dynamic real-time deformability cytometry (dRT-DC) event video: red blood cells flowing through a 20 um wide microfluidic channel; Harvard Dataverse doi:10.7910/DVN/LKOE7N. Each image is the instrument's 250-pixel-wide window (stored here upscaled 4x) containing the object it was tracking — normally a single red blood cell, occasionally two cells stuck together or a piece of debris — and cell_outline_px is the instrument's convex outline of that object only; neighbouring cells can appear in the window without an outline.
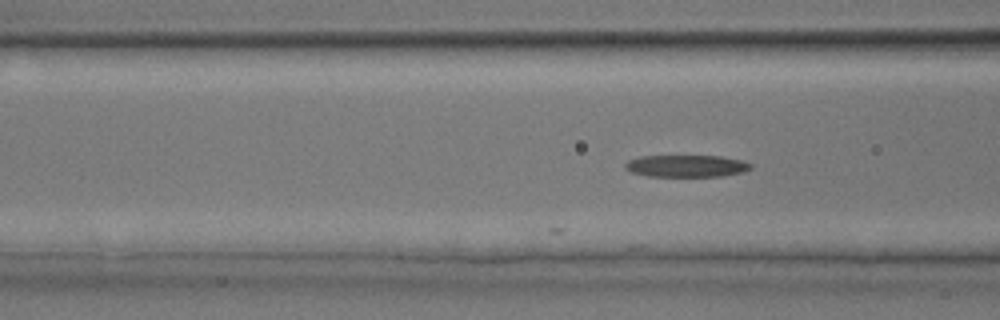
{"species": "common noctule bat (a hibernating species)", "species_latin": "Nyctalus noctula", "temperature_condition": "room temperature", "stored_images_in_passage": 7, "camera_frame_rate_fps": 3000, "um_per_image_px": 0.085, "animal": {"sex": "male", "body_mass_g": 17.9, "forearm_length_mm": 54.2}, "frame": {"image": 1, "passage_image": 5, "time_ms": 1.333, "image_size_px": [1000, 320], "cell_outline_px": [[752, 168], [744, 172], [724, 176], [648, 176], [632, 172], [624, 168], [624, 164], [628, 160], [640, 156], [720, 156], [744, 160], [752, 164]], "centroid_in_image_um": [58.38, 14.1], "position_along_channel_um": 108.2, "area_um2": 16.24}}